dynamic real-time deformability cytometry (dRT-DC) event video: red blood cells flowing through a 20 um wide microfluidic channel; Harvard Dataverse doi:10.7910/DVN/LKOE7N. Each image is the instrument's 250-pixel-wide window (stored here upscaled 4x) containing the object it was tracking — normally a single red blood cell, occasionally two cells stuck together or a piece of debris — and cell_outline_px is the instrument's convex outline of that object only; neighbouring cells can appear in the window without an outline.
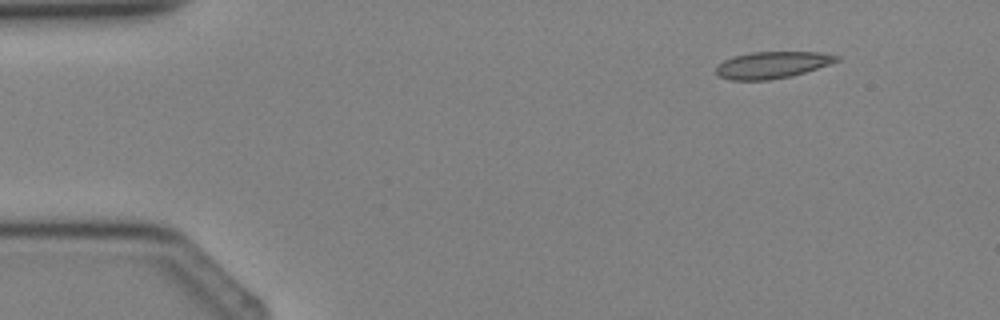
{"species": "Egyptian fruit bat (a non-hibernating species)", "species_latin": "Rousettus aegyptiacus", "temperature_condition": "cold", "stored_images_in_passage": 2, "camera_frame_rate_fps": 3000, "um_per_image_px": 0.085, "animal": {"sex": "female"}, "frame": {"image": 1, "passage_image": 1, "time_ms": 0.0, "image_size_px": [1000, 320], "cell_outline_px": [[840, 60], [792, 76], [768, 80], [728, 80], [720, 76], [716, 72], [716, 68], [724, 60], [732, 56], [752, 52], [820, 52], [840, 56]], "centroid_in_image_um": [65.62, 5.52], "position_along_channel_um": 19.4, "area_um2": 18.67}}